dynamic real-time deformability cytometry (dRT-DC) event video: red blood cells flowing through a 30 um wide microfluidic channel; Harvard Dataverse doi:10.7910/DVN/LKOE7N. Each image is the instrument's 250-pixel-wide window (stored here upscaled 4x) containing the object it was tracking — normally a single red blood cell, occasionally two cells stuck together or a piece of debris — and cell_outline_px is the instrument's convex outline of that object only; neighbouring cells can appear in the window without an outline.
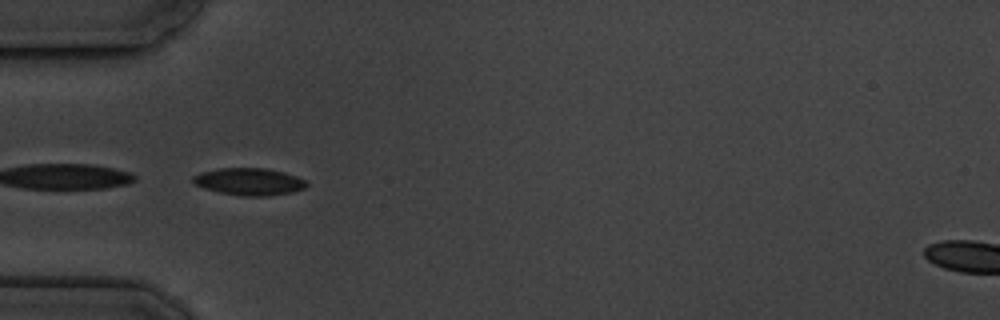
{"species": "common noctule bat (a hibernating species)", "species_latin": "Nyctalus noctula", "temperature_condition": "cold", "stored_images_in_passage": 4, "camera_frame_rate_fps": 3000, "um_per_image_px": 0.085, "animal": {"sex": "male", "body_mass_g": 19.5, "forearm_length_mm": 54.6}, "frame": {"image": 1, "passage_image": 3, "time_ms": 2.667, "image_size_px": [1000, 320], "cell_outline_px": [[308, 184], [304, 188], [292, 192], [268, 196], [240, 196], [220, 192], [204, 188], [196, 184], [192, 180], [192, 176], [200, 172], [216, 168], [264, 168], [284, 172], [296, 176], [304, 180]], "centroid_in_image_um": [21.16, 15.43], "position_along_channel_um": 63.8, "area_um2": 17.98}}